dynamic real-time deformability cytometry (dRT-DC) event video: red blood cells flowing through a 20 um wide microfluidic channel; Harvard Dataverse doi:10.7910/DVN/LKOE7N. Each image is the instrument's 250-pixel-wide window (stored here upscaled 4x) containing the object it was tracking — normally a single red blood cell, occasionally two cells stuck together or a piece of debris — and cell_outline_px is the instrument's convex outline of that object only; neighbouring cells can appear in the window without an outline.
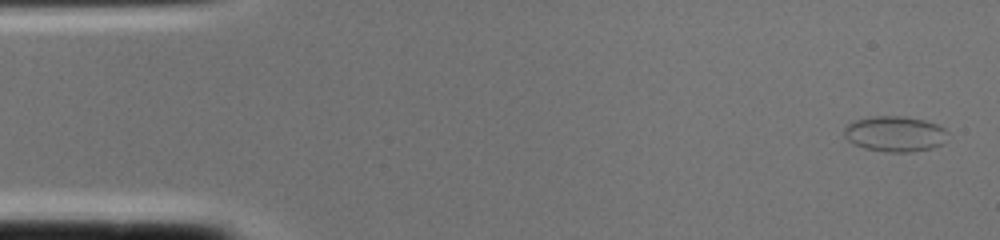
{"species": "common noctule bat (a hibernating species)", "species_latin": "Nyctalus noctula", "temperature_condition": "cold", "stored_images_in_passage": 2, "camera_frame_rate_fps": 3000, "um_per_image_px": 0.085, "animal": {"sex": "female", "body_mass_g": 22.0, "forearm_length_mm": 56.7}, "frame": {"image": 1, "passage_image": 1, "time_ms": 0.0, "image_size_px": [1000, 240], "cell_outline_px": [[948, 132], [944, 144], [932, 148], [908, 152], [884, 152], [864, 148], [852, 144], [844, 136], [844, 128], [848, 124], [856, 120], [872, 116], [904, 116], [924, 120], [936, 124], [944, 128]], "centroid_in_image_um": [76.07, 11.38], "position_along_channel_um": 8.9, "area_um2": 21.62}}
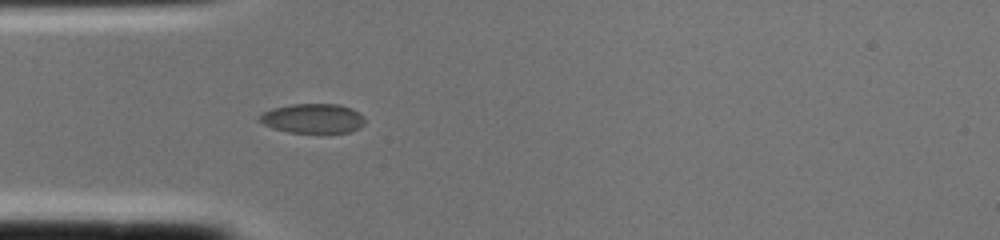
{"frame": {"image": 2, "passage_image": 2, "time_ms": 0.333, "image_size_px": [1000, 240], "cell_outline_px": [[364, 124], [360, 128], [348, 132], [328, 136], [288, 132], [272, 128], [256, 120], [256, 116], [272, 108], [292, 104], [340, 104], [352, 108], [360, 112], [364, 116]], "centroid_in_image_um": [26.61, 10.11], "position_along_channel_um": 58.4, "area_um2": 19.19}}